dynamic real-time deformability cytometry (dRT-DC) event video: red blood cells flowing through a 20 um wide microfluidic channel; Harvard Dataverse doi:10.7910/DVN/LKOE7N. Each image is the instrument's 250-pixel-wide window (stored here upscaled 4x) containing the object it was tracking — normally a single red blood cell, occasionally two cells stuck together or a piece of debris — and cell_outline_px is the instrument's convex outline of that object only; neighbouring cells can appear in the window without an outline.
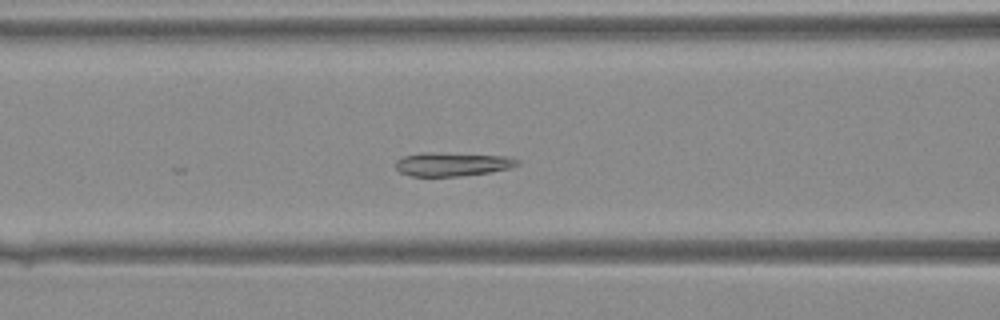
{"species": "Egyptian fruit bat (a non-hibernating species)", "species_latin": "Rousettus aegyptiacus", "temperature_condition": "warm", "stored_images_in_passage": 37, "segment_of_instrument_passage": [1, 2], "camera_frame_rate_fps": 3000, "um_per_image_px": 0.085, "animal": {"sex": "female"}, "frame": {"image": 1, "passage_image": 12, "time_ms": 3.667, "image_size_px": [1000, 320], "cell_outline_px": [[520, 164], [512, 168], [488, 172], [460, 176], [412, 176], [400, 172], [396, 168], [396, 160], [404, 156], [424, 152], [428, 152], [508, 156], [520, 160]], "centroid_in_image_um": [38.48, 13.95], "position_along_channel_um": 128.1, "area_um2": 16.82}}
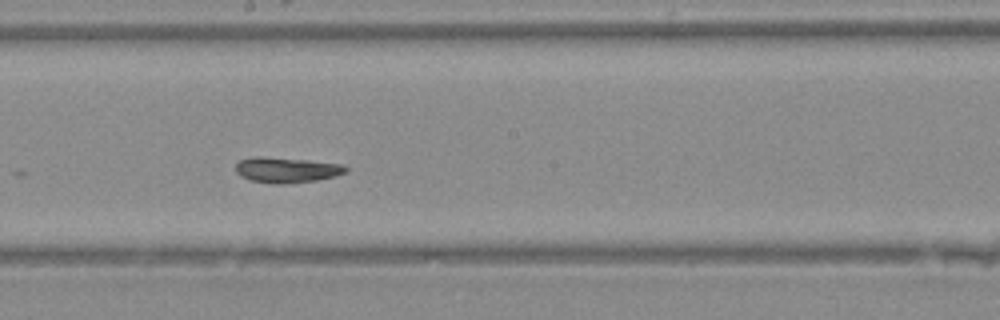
{"frame": {"image": 2, "passage_image": 18, "time_ms": 5.667, "image_size_px": [1000, 320], "cell_outline_px": [[348, 172], [336, 176], [316, 180], [284, 184], [272, 184], [252, 180], [240, 176], [236, 172], [236, 164], [240, 160], [256, 156], [260, 156], [308, 160], [340, 164], [348, 168]], "centroid_in_image_um": [24.36, 14.44], "position_along_channel_um": 223.8, "area_um2": 16.3}}
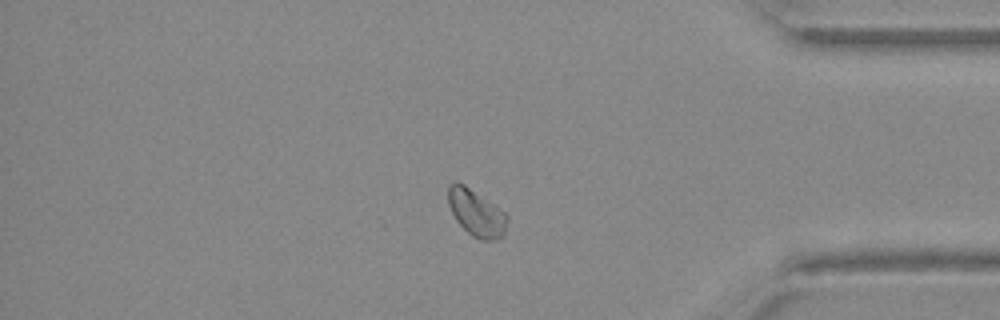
{"frame": {"image": 3, "passage_image": 30, "time_ms": 9.667, "image_size_px": [1000, 320], "cell_outline_px": [[508, 220], [504, 236], [492, 240], [480, 240], [472, 236], [456, 220], [448, 204], [448, 184], [456, 180], [464, 184], [504, 212], [508, 216]], "centroid_in_image_um": [40.47, 18.09], "position_along_channel_um": 394.7, "area_um2": 15.95}}